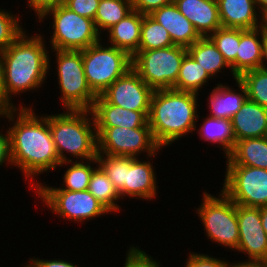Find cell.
<instances>
[{
    "label": "cell",
    "instance_id": "6da1fadb",
    "mask_svg": "<svg viewBox=\"0 0 267 267\" xmlns=\"http://www.w3.org/2000/svg\"><path fill=\"white\" fill-rule=\"evenodd\" d=\"M4 118L10 122L12 165L23 172L26 180L33 181L41 173L58 168L61 161L53 142L49 115L37 116L31 106L20 105L9 109Z\"/></svg>",
    "mask_w": 267,
    "mask_h": 267
},
{
    "label": "cell",
    "instance_id": "7a4b0ae2",
    "mask_svg": "<svg viewBox=\"0 0 267 267\" xmlns=\"http://www.w3.org/2000/svg\"><path fill=\"white\" fill-rule=\"evenodd\" d=\"M42 34L28 36L25 31L2 50L6 99L40 88L50 71V56Z\"/></svg>",
    "mask_w": 267,
    "mask_h": 267
},
{
    "label": "cell",
    "instance_id": "3957f363",
    "mask_svg": "<svg viewBox=\"0 0 267 267\" xmlns=\"http://www.w3.org/2000/svg\"><path fill=\"white\" fill-rule=\"evenodd\" d=\"M198 96L199 94L193 92L174 89L153 91L148 125L153 139L161 149L170 146L188 133L195 132L199 120Z\"/></svg>",
    "mask_w": 267,
    "mask_h": 267
},
{
    "label": "cell",
    "instance_id": "277c9868",
    "mask_svg": "<svg viewBox=\"0 0 267 267\" xmlns=\"http://www.w3.org/2000/svg\"><path fill=\"white\" fill-rule=\"evenodd\" d=\"M89 115L91 117H89ZM49 126L60 161H72L68 153L79 161L98 155V140L91 110H63L49 115Z\"/></svg>",
    "mask_w": 267,
    "mask_h": 267
},
{
    "label": "cell",
    "instance_id": "5b68a950",
    "mask_svg": "<svg viewBox=\"0 0 267 267\" xmlns=\"http://www.w3.org/2000/svg\"><path fill=\"white\" fill-rule=\"evenodd\" d=\"M49 15L53 20L51 50L81 51L102 40L94 20L79 16L64 4L46 10L38 18L39 23Z\"/></svg>",
    "mask_w": 267,
    "mask_h": 267
},
{
    "label": "cell",
    "instance_id": "8992f818",
    "mask_svg": "<svg viewBox=\"0 0 267 267\" xmlns=\"http://www.w3.org/2000/svg\"><path fill=\"white\" fill-rule=\"evenodd\" d=\"M55 53L63 109L91 110L97 95L89 87L84 73L82 50H51Z\"/></svg>",
    "mask_w": 267,
    "mask_h": 267
},
{
    "label": "cell",
    "instance_id": "52a82bcc",
    "mask_svg": "<svg viewBox=\"0 0 267 267\" xmlns=\"http://www.w3.org/2000/svg\"><path fill=\"white\" fill-rule=\"evenodd\" d=\"M101 43L100 40L82 50L86 80L97 96L132 68V57L128 53Z\"/></svg>",
    "mask_w": 267,
    "mask_h": 267
},
{
    "label": "cell",
    "instance_id": "ba28073f",
    "mask_svg": "<svg viewBox=\"0 0 267 267\" xmlns=\"http://www.w3.org/2000/svg\"><path fill=\"white\" fill-rule=\"evenodd\" d=\"M219 193L216 197L205 191L196 212L208 239L236 251L239 244L236 203L222 190Z\"/></svg>",
    "mask_w": 267,
    "mask_h": 267
},
{
    "label": "cell",
    "instance_id": "9c48e42d",
    "mask_svg": "<svg viewBox=\"0 0 267 267\" xmlns=\"http://www.w3.org/2000/svg\"><path fill=\"white\" fill-rule=\"evenodd\" d=\"M186 53L187 48L176 45L138 50L132 57V68L153 90L172 89Z\"/></svg>",
    "mask_w": 267,
    "mask_h": 267
},
{
    "label": "cell",
    "instance_id": "30bf717a",
    "mask_svg": "<svg viewBox=\"0 0 267 267\" xmlns=\"http://www.w3.org/2000/svg\"><path fill=\"white\" fill-rule=\"evenodd\" d=\"M98 140V154L138 158L143 152L155 157L161 148L153 139L150 127H95ZM158 152V153H157ZM157 153V154H156Z\"/></svg>",
    "mask_w": 267,
    "mask_h": 267
},
{
    "label": "cell",
    "instance_id": "8fae6325",
    "mask_svg": "<svg viewBox=\"0 0 267 267\" xmlns=\"http://www.w3.org/2000/svg\"><path fill=\"white\" fill-rule=\"evenodd\" d=\"M223 189L234 203L262 208L267 206V169L226 165Z\"/></svg>",
    "mask_w": 267,
    "mask_h": 267
},
{
    "label": "cell",
    "instance_id": "7c38bea8",
    "mask_svg": "<svg viewBox=\"0 0 267 267\" xmlns=\"http://www.w3.org/2000/svg\"><path fill=\"white\" fill-rule=\"evenodd\" d=\"M40 200L63 219L82 222L110 212L88 191L35 190Z\"/></svg>",
    "mask_w": 267,
    "mask_h": 267
},
{
    "label": "cell",
    "instance_id": "4fadbf2b",
    "mask_svg": "<svg viewBox=\"0 0 267 267\" xmlns=\"http://www.w3.org/2000/svg\"><path fill=\"white\" fill-rule=\"evenodd\" d=\"M153 89L131 68L100 95L110 104L133 111H150Z\"/></svg>",
    "mask_w": 267,
    "mask_h": 267
},
{
    "label": "cell",
    "instance_id": "5bb4252c",
    "mask_svg": "<svg viewBox=\"0 0 267 267\" xmlns=\"http://www.w3.org/2000/svg\"><path fill=\"white\" fill-rule=\"evenodd\" d=\"M239 229L237 252L247 254V261L267 260V234L262 227L261 208L236 204Z\"/></svg>",
    "mask_w": 267,
    "mask_h": 267
},
{
    "label": "cell",
    "instance_id": "9a60e30c",
    "mask_svg": "<svg viewBox=\"0 0 267 267\" xmlns=\"http://www.w3.org/2000/svg\"><path fill=\"white\" fill-rule=\"evenodd\" d=\"M156 173L151 161L126 157V176L124 187L118 192L123 197L140 198L151 201L158 195ZM157 190V191H156Z\"/></svg>",
    "mask_w": 267,
    "mask_h": 267
},
{
    "label": "cell",
    "instance_id": "2e32d148",
    "mask_svg": "<svg viewBox=\"0 0 267 267\" xmlns=\"http://www.w3.org/2000/svg\"><path fill=\"white\" fill-rule=\"evenodd\" d=\"M95 127L139 128L148 125L149 111L127 110L108 103L101 95L97 96L91 108Z\"/></svg>",
    "mask_w": 267,
    "mask_h": 267
},
{
    "label": "cell",
    "instance_id": "e0dca14e",
    "mask_svg": "<svg viewBox=\"0 0 267 267\" xmlns=\"http://www.w3.org/2000/svg\"><path fill=\"white\" fill-rule=\"evenodd\" d=\"M223 28L255 29L264 24L254 0H216ZM259 14V16H258Z\"/></svg>",
    "mask_w": 267,
    "mask_h": 267
},
{
    "label": "cell",
    "instance_id": "ac0fdd59",
    "mask_svg": "<svg viewBox=\"0 0 267 267\" xmlns=\"http://www.w3.org/2000/svg\"><path fill=\"white\" fill-rule=\"evenodd\" d=\"M201 37H207L222 27L216 0H174Z\"/></svg>",
    "mask_w": 267,
    "mask_h": 267
},
{
    "label": "cell",
    "instance_id": "d6986e66",
    "mask_svg": "<svg viewBox=\"0 0 267 267\" xmlns=\"http://www.w3.org/2000/svg\"><path fill=\"white\" fill-rule=\"evenodd\" d=\"M150 16L169 32L176 46L188 48L201 38L192 23L183 16L174 3L162 6Z\"/></svg>",
    "mask_w": 267,
    "mask_h": 267
},
{
    "label": "cell",
    "instance_id": "ffe728a7",
    "mask_svg": "<svg viewBox=\"0 0 267 267\" xmlns=\"http://www.w3.org/2000/svg\"><path fill=\"white\" fill-rule=\"evenodd\" d=\"M231 122L236 141L267 137V108L249 99L245 100Z\"/></svg>",
    "mask_w": 267,
    "mask_h": 267
},
{
    "label": "cell",
    "instance_id": "44dd1931",
    "mask_svg": "<svg viewBox=\"0 0 267 267\" xmlns=\"http://www.w3.org/2000/svg\"><path fill=\"white\" fill-rule=\"evenodd\" d=\"M237 89L227 86V84L218 83L216 87L210 92L208 96L209 116L216 118L232 119V117L240 110L243 103L247 99L246 89L244 85L238 80ZM238 91V92H237Z\"/></svg>",
    "mask_w": 267,
    "mask_h": 267
},
{
    "label": "cell",
    "instance_id": "7402d4cb",
    "mask_svg": "<svg viewBox=\"0 0 267 267\" xmlns=\"http://www.w3.org/2000/svg\"><path fill=\"white\" fill-rule=\"evenodd\" d=\"M143 14L132 10L119 23L107 31L108 42L133 57L138 49L141 38Z\"/></svg>",
    "mask_w": 267,
    "mask_h": 267
},
{
    "label": "cell",
    "instance_id": "603a6c76",
    "mask_svg": "<svg viewBox=\"0 0 267 267\" xmlns=\"http://www.w3.org/2000/svg\"><path fill=\"white\" fill-rule=\"evenodd\" d=\"M264 33V25L255 29H240V43L236 55L237 78L246 71L260 68Z\"/></svg>",
    "mask_w": 267,
    "mask_h": 267
},
{
    "label": "cell",
    "instance_id": "cb8c5ba5",
    "mask_svg": "<svg viewBox=\"0 0 267 267\" xmlns=\"http://www.w3.org/2000/svg\"><path fill=\"white\" fill-rule=\"evenodd\" d=\"M226 165H244L267 169V137L238 140L226 159Z\"/></svg>",
    "mask_w": 267,
    "mask_h": 267
},
{
    "label": "cell",
    "instance_id": "d4e9b609",
    "mask_svg": "<svg viewBox=\"0 0 267 267\" xmlns=\"http://www.w3.org/2000/svg\"><path fill=\"white\" fill-rule=\"evenodd\" d=\"M93 162V163H92ZM70 164V167L69 165ZM91 164H98L96 158L86 161H65L61 162L59 167L67 165L68 169L63 176V186L65 187H51L47 184L31 183L29 186L34 190H68V191H85L88 190L89 182L92 176V172L96 167Z\"/></svg>",
    "mask_w": 267,
    "mask_h": 267
},
{
    "label": "cell",
    "instance_id": "484cf974",
    "mask_svg": "<svg viewBox=\"0 0 267 267\" xmlns=\"http://www.w3.org/2000/svg\"><path fill=\"white\" fill-rule=\"evenodd\" d=\"M204 119L202 125L198 129L196 127L195 131L198 130V136L205 142L220 146L225 158H227L236 143L231 120L209 115Z\"/></svg>",
    "mask_w": 267,
    "mask_h": 267
},
{
    "label": "cell",
    "instance_id": "4316f807",
    "mask_svg": "<svg viewBox=\"0 0 267 267\" xmlns=\"http://www.w3.org/2000/svg\"><path fill=\"white\" fill-rule=\"evenodd\" d=\"M187 52L205 69L211 78L217 76L225 68L231 71V67L208 36L201 37L187 48Z\"/></svg>",
    "mask_w": 267,
    "mask_h": 267
},
{
    "label": "cell",
    "instance_id": "83f0119b",
    "mask_svg": "<svg viewBox=\"0 0 267 267\" xmlns=\"http://www.w3.org/2000/svg\"><path fill=\"white\" fill-rule=\"evenodd\" d=\"M210 79L213 78L187 52L183 58L178 79L172 89L198 94Z\"/></svg>",
    "mask_w": 267,
    "mask_h": 267
},
{
    "label": "cell",
    "instance_id": "f1b7e54d",
    "mask_svg": "<svg viewBox=\"0 0 267 267\" xmlns=\"http://www.w3.org/2000/svg\"><path fill=\"white\" fill-rule=\"evenodd\" d=\"M132 0H100L94 23L99 34L108 31L132 11Z\"/></svg>",
    "mask_w": 267,
    "mask_h": 267
},
{
    "label": "cell",
    "instance_id": "f546056e",
    "mask_svg": "<svg viewBox=\"0 0 267 267\" xmlns=\"http://www.w3.org/2000/svg\"><path fill=\"white\" fill-rule=\"evenodd\" d=\"M88 191L110 212L120 210L118 202L120 198L118 191L114 188L112 181L106 173L96 164L89 182Z\"/></svg>",
    "mask_w": 267,
    "mask_h": 267
},
{
    "label": "cell",
    "instance_id": "4dcf8cb0",
    "mask_svg": "<svg viewBox=\"0 0 267 267\" xmlns=\"http://www.w3.org/2000/svg\"><path fill=\"white\" fill-rule=\"evenodd\" d=\"M231 67L234 80L236 77V55L240 43V29L218 28L208 36Z\"/></svg>",
    "mask_w": 267,
    "mask_h": 267
},
{
    "label": "cell",
    "instance_id": "1f68e13d",
    "mask_svg": "<svg viewBox=\"0 0 267 267\" xmlns=\"http://www.w3.org/2000/svg\"><path fill=\"white\" fill-rule=\"evenodd\" d=\"M169 32L150 15H143L138 50H151L173 46Z\"/></svg>",
    "mask_w": 267,
    "mask_h": 267
},
{
    "label": "cell",
    "instance_id": "d6a6232c",
    "mask_svg": "<svg viewBox=\"0 0 267 267\" xmlns=\"http://www.w3.org/2000/svg\"><path fill=\"white\" fill-rule=\"evenodd\" d=\"M245 87L247 99L267 108V71L262 68L246 71L237 78Z\"/></svg>",
    "mask_w": 267,
    "mask_h": 267
},
{
    "label": "cell",
    "instance_id": "836d02e7",
    "mask_svg": "<svg viewBox=\"0 0 267 267\" xmlns=\"http://www.w3.org/2000/svg\"><path fill=\"white\" fill-rule=\"evenodd\" d=\"M96 160L98 166L106 173L114 188L119 192L124 187L126 157L98 154Z\"/></svg>",
    "mask_w": 267,
    "mask_h": 267
},
{
    "label": "cell",
    "instance_id": "e575fe53",
    "mask_svg": "<svg viewBox=\"0 0 267 267\" xmlns=\"http://www.w3.org/2000/svg\"><path fill=\"white\" fill-rule=\"evenodd\" d=\"M19 15L0 10V50L7 49L24 31Z\"/></svg>",
    "mask_w": 267,
    "mask_h": 267
},
{
    "label": "cell",
    "instance_id": "d590c367",
    "mask_svg": "<svg viewBox=\"0 0 267 267\" xmlns=\"http://www.w3.org/2000/svg\"><path fill=\"white\" fill-rule=\"evenodd\" d=\"M130 246L123 267H161L160 262L151 258L144 250L142 251L137 246Z\"/></svg>",
    "mask_w": 267,
    "mask_h": 267
},
{
    "label": "cell",
    "instance_id": "8d00e7d4",
    "mask_svg": "<svg viewBox=\"0 0 267 267\" xmlns=\"http://www.w3.org/2000/svg\"><path fill=\"white\" fill-rule=\"evenodd\" d=\"M100 0H66L64 5L79 16L94 20Z\"/></svg>",
    "mask_w": 267,
    "mask_h": 267
},
{
    "label": "cell",
    "instance_id": "74e56055",
    "mask_svg": "<svg viewBox=\"0 0 267 267\" xmlns=\"http://www.w3.org/2000/svg\"><path fill=\"white\" fill-rule=\"evenodd\" d=\"M186 265L184 267H228L229 261L220 258L211 257L207 254L190 252Z\"/></svg>",
    "mask_w": 267,
    "mask_h": 267
},
{
    "label": "cell",
    "instance_id": "f35d334b",
    "mask_svg": "<svg viewBox=\"0 0 267 267\" xmlns=\"http://www.w3.org/2000/svg\"><path fill=\"white\" fill-rule=\"evenodd\" d=\"M172 3L174 0H132V9L143 15H150L162 6Z\"/></svg>",
    "mask_w": 267,
    "mask_h": 267
},
{
    "label": "cell",
    "instance_id": "ab89813d",
    "mask_svg": "<svg viewBox=\"0 0 267 267\" xmlns=\"http://www.w3.org/2000/svg\"><path fill=\"white\" fill-rule=\"evenodd\" d=\"M23 267H80L76 264L71 263L70 261H65L61 259H39V258H30L29 262Z\"/></svg>",
    "mask_w": 267,
    "mask_h": 267
},
{
    "label": "cell",
    "instance_id": "60d3db41",
    "mask_svg": "<svg viewBox=\"0 0 267 267\" xmlns=\"http://www.w3.org/2000/svg\"><path fill=\"white\" fill-rule=\"evenodd\" d=\"M65 1L66 0H28L27 6L34 10L36 18H39L46 10L62 5Z\"/></svg>",
    "mask_w": 267,
    "mask_h": 267
},
{
    "label": "cell",
    "instance_id": "b9f144b4",
    "mask_svg": "<svg viewBox=\"0 0 267 267\" xmlns=\"http://www.w3.org/2000/svg\"><path fill=\"white\" fill-rule=\"evenodd\" d=\"M3 163L8 166L9 164H12L10 156V134L8 129L6 130V133L0 131V166Z\"/></svg>",
    "mask_w": 267,
    "mask_h": 267
},
{
    "label": "cell",
    "instance_id": "7bdbcfd3",
    "mask_svg": "<svg viewBox=\"0 0 267 267\" xmlns=\"http://www.w3.org/2000/svg\"><path fill=\"white\" fill-rule=\"evenodd\" d=\"M0 102H2L8 109L16 108V105H12L7 99L5 95L4 88V67H3V56L2 51L0 50Z\"/></svg>",
    "mask_w": 267,
    "mask_h": 267
},
{
    "label": "cell",
    "instance_id": "ee69618b",
    "mask_svg": "<svg viewBox=\"0 0 267 267\" xmlns=\"http://www.w3.org/2000/svg\"><path fill=\"white\" fill-rule=\"evenodd\" d=\"M228 267H266L264 261H238L237 263L231 262Z\"/></svg>",
    "mask_w": 267,
    "mask_h": 267
},
{
    "label": "cell",
    "instance_id": "f6af8a7d",
    "mask_svg": "<svg viewBox=\"0 0 267 267\" xmlns=\"http://www.w3.org/2000/svg\"><path fill=\"white\" fill-rule=\"evenodd\" d=\"M262 60L260 68L267 71V31L265 29V33L263 35V42H262ZM266 62V63H265Z\"/></svg>",
    "mask_w": 267,
    "mask_h": 267
},
{
    "label": "cell",
    "instance_id": "bcb514c9",
    "mask_svg": "<svg viewBox=\"0 0 267 267\" xmlns=\"http://www.w3.org/2000/svg\"><path fill=\"white\" fill-rule=\"evenodd\" d=\"M259 12L261 13V16L266 17L267 16V0H254Z\"/></svg>",
    "mask_w": 267,
    "mask_h": 267
},
{
    "label": "cell",
    "instance_id": "7dc6e473",
    "mask_svg": "<svg viewBox=\"0 0 267 267\" xmlns=\"http://www.w3.org/2000/svg\"><path fill=\"white\" fill-rule=\"evenodd\" d=\"M261 222L262 227L267 234V206L261 208Z\"/></svg>",
    "mask_w": 267,
    "mask_h": 267
},
{
    "label": "cell",
    "instance_id": "c3c4849f",
    "mask_svg": "<svg viewBox=\"0 0 267 267\" xmlns=\"http://www.w3.org/2000/svg\"><path fill=\"white\" fill-rule=\"evenodd\" d=\"M8 110L9 109L2 102H0V117H5Z\"/></svg>",
    "mask_w": 267,
    "mask_h": 267
},
{
    "label": "cell",
    "instance_id": "681fc988",
    "mask_svg": "<svg viewBox=\"0 0 267 267\" xmlns=\"http://www.w3.org/2000/svg\"><path fill=\"white\" fill-rule=\"evenodd\" d=\"M264 27H265V29H266V31H267V16L266 17H264Z\"/></svg>",
    "mask_w": 267,
    "mask_h": 267
}]
</instances>
